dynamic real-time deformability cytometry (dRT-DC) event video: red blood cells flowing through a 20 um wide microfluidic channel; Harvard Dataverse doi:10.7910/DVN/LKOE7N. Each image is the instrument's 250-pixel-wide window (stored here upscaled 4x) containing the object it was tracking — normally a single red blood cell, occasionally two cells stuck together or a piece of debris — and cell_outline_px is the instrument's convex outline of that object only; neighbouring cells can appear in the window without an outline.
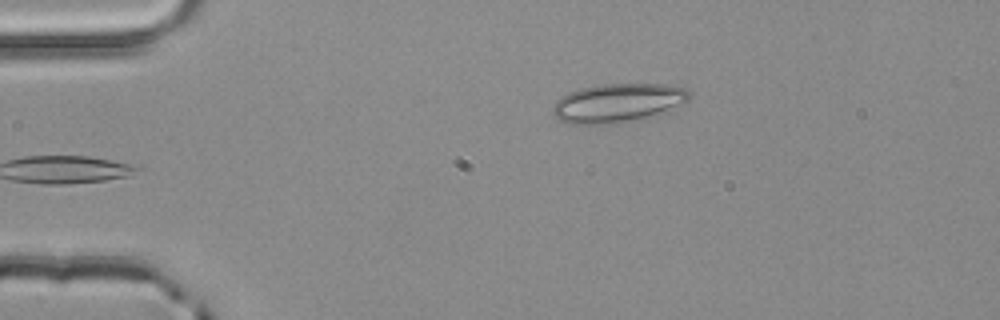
{"species": "common noctule bat (a hibernating species)", "species_latin": "Nyctalus noctula", "temperature_condition": "room temperature", "stored_images_in_passage": 3, "camera_frame_rate_fps": 3000, "um_per_image_px": 0.085, "animal": {"sex": "male", "body_mass_g": 20.4}, "frame": {"image": 1, "passage_image": 3, "time_ms": 0.667, "image_size_px": [1000, 320], "cell_outline_px": [[688, 100], [684, 104], [660, 116], [644, 120], [620, 124], [568, 124], [560, 120], [552, 112], [552, 108], [556, 100], [560, 96], [568, 92], [580, 88], [600, 84], [664, 84], [684, 88], [688, 92]], "centroid_in_image_um": [52.53, 8.78], "position_along_channel_um": 32.5, "area_um2": 31.79}}